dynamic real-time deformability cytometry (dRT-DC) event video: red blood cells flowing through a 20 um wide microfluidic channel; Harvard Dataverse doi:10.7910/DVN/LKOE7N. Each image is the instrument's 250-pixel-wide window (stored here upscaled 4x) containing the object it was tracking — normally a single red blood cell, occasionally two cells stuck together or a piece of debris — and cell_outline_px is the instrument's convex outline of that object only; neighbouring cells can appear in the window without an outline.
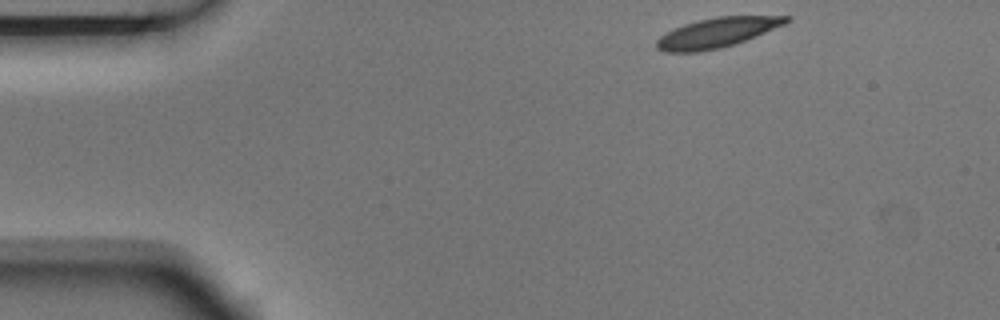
{"species": "Egyptian fruit bat (a non-hibernating species)", "species_latin": "Rousettus aegyptiacus", "temperature_condition": "room temperature", "stored_images_in_passage": 4, "camera_frame_rate_fps": 3000, "um_per_image_px": 0.085, "animal": {"sex": "male"}, "frame": {"image": 1, "passage_image": 1, "time_ms": 0.0, "image_size_px": [1000, 320], "cell_outline_px": [[792, 20], [784, 24], [756, 36], [720, 48], [696, 52], [664, 52], [656, 48], [656, 40], [660, 36], [672, 28], [684, 24], [716, 16], [792, 16]], "centroid_in_image_um": [60.91, 2.77], "position_along_channel_um": 24.1, "area_um2": 22.31}}
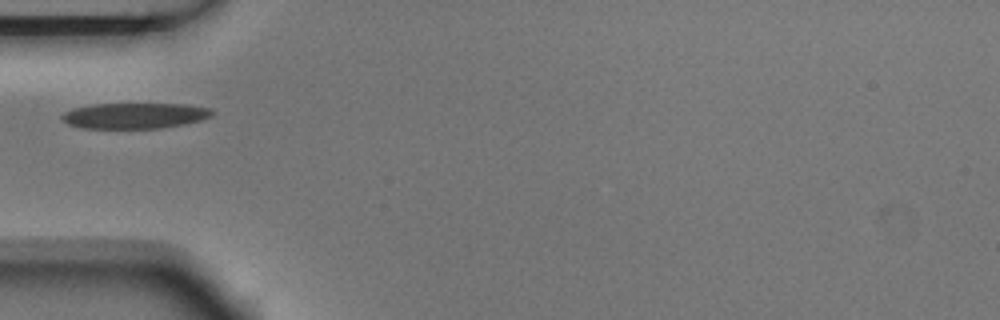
{"frame": {"image": 2, "passage_image": 4, "time_ms": 1.0, "image_size_px": [1000, 320], "cell_outline_px": [[216, 112], [212, 116], [200, 120], [184, 124], [160, 128], [80, 128], [68, 124], [60, 116], [64, 112], [72, 108], [92, 104], [188, 104], [212, 108]], "centroid_in_image_um": [11.48, 9.82], "position_along_channel_um": 73.5, "area_um2": 22.66}}